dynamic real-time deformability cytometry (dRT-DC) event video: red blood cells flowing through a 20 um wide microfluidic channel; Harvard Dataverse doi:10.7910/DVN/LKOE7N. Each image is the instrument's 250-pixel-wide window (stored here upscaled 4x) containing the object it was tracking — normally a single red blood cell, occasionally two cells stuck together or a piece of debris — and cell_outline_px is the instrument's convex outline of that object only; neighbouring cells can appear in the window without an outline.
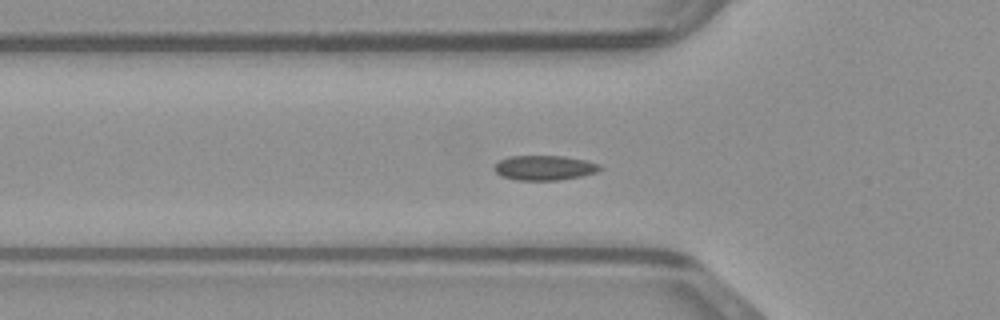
{"species": "common noctule bat (a hibernating species)", "species_latin": "Nyctalus noctula", "temperature_condition": "warm", "stored_images_in_passage": 40, "camera_frame_rate_fps": 3000, "um_per_image_px": 0.085, "animal": {"sex": "male", "body_mass_g": 23.1, "forearm_length_mm": 52.7}, "frame": {"image": 1, "passage_image": 11, "time_ms": 3.333, "image_size_px": [1000, 320], "cell_outline_px": [[604, 168], [596, 172], [580, 176], [560, 180], [516, 180], [500, 176], [492, 168], [500, 160], [508, 156], [564, 156], [584, 160], [600, 164]], "centroid_in_image_um": [46.26, 14.26], "position_along_channel_um": 79.5, "area_um2": 15.32}}
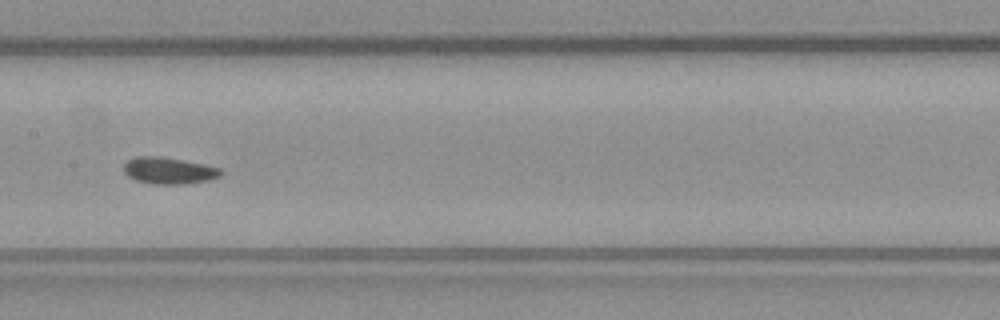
{"frame": {"image": 2, "passage_image": 19, "time_ms": 6.0, "image_size_px": [1000, 320], "cell_outline_px": [[224, 172], [220, 176], [208, 180], [184, 184], [152, 184], [136, 180], [128, 176], [124, 172], [124, 164], [128, 160], [136, 156], [160, 156], [204, 164], [220, 168]], "centroid_in_image_um": [14.35, 14.5], "position_along_channel_um": 193.0, "area_um2": 15.09}}
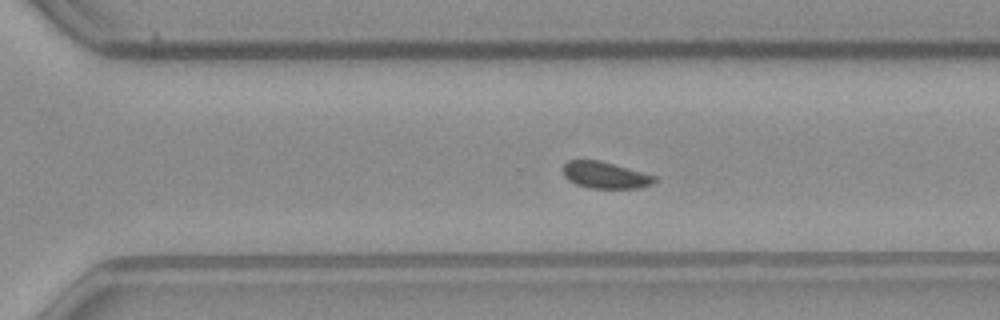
{"frame": {"image": 3, "passage_image": 28, "time_ms": 9.0, "image_size_px": [1000, 320], "cell_outline_px": [[656, 180], [652, 184], [640, 188], [588, 188], [576, 184], [568, 180], [564, 176], [564, 164], [568, 160], [600, 160], [656, 176]], "centroid_in_image_um": [51.44, 14.89], "position_along_channel_um": 319.2, "area_um2": 14.16}}